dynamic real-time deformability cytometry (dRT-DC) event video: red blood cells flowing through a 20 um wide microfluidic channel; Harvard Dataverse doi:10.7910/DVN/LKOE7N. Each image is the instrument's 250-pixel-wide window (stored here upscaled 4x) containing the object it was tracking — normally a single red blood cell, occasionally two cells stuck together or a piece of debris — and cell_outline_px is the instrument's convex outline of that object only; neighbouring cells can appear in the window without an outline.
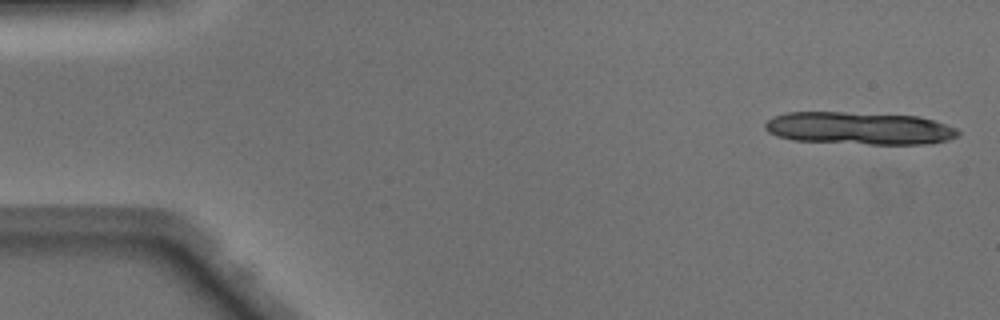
{"species": "Egyptian fruit bat (a non-hibernating species)", "species_latin": "Rousettus aegyptiacus", "temperature_condition": "warm", "stored_images_in_passage": 10, "camera_frame_rate_fps": 3000, "um_per_image_px": 0.085, "animal": {"sex": "male"}, "frame": {"image": 1, "passage_image": 1, "time_ms": 0.0, "image_size_px": [1000, 320], "cell_outline_px": [[960, 132], [956, 136], [948, 140], [932, 144], [868, 144], [792, 140], [776, 136], [768, 132], [764, 128], [764, 124], [772, 116], [788, 112], [844, 112], [920, 116], [956, 128]], "centroid_in_image_um": [73.01, 10.9], "position_along_channel_um": 12.0, "area_um2": 36.76}}